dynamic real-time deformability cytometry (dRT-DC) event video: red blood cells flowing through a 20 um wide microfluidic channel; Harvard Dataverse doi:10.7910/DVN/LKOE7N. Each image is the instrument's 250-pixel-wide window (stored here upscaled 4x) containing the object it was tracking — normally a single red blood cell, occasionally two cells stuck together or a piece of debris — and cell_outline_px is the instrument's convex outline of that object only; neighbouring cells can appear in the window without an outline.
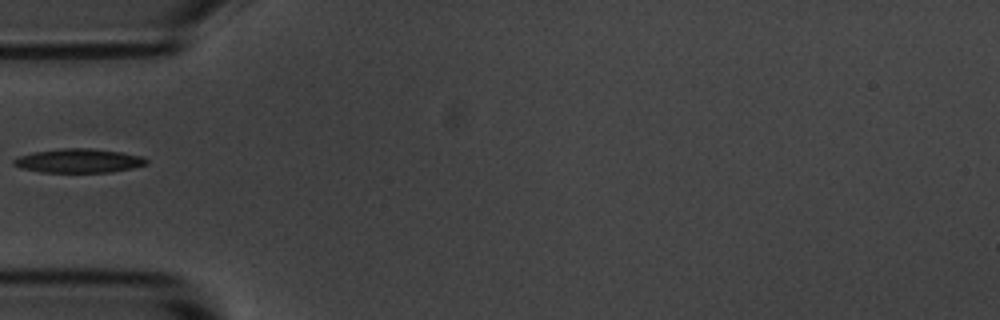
{"species": "common noctule bat (a hibernating species)", "species_latin": "Nyctalus noctula", "temperature_condition": "room temperature", "stored_images_in_passage": 6, "camera_frame_rate_fps": 3000, "um_per_image_px": 0.085, "animal": {"sex": "male", "body_mass_g": 20.1, "forearm_length_mm": 53.5}, "frame": {"image": 1, "passage_image": 5, "time_ms": 5.333, "image_size_px": [1000, 320], "cell_outline_px": [[148, 164], [132, 168], [112, 172], [40, 172], [20, 168], [12, 164], [12, 160], [16, 156], [32, 152], [60, 148], [92, 148], [120, 152], [144, 156], [148, 160]], "centroid_in_image_um": [6.66, 13.66], "position_along_channel_um": 78.3, "area_um2": 18.84}}